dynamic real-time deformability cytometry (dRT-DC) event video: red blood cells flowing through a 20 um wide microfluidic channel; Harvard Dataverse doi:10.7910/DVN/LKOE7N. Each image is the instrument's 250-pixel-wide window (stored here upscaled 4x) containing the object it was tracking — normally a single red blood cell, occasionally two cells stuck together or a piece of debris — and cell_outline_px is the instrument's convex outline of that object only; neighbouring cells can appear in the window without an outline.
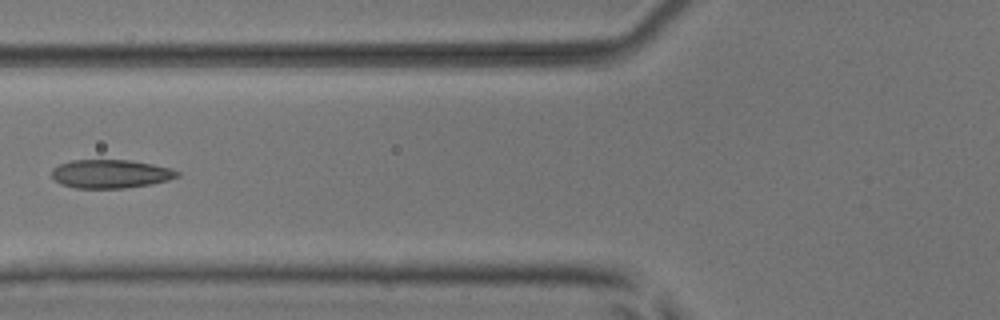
{"species": "common noctule bat (a hibernating species)", "species_latin": "Nyctalus noctula", "temperature_condition": "room temperature", "stored_images_in_passage": 6, "camera_frame_rate_fps": 3000, "um_per_image_px": 0.085, "animal": {"sex": "male", "body_mass_g": 17.9, "forearm_length_mm": 54.2}, "frame": {"image": 1, "passage_image": 6, "time_ms": 5.667, "image_size_px": [1000, 320], "cell_outline_px": [[180, 176], [168, 180], [152, 184], [124, 188], [76, 188], [60, 184], [52, 176], [52, 168], [60, 164], [72, 160], [128, 160], [152, 164], [172, 168], [180, 172]], "centroid_in_image_um": [9.42, 14.78], "position_along_channel_um": 116.4, "area_um2": 20.92}}